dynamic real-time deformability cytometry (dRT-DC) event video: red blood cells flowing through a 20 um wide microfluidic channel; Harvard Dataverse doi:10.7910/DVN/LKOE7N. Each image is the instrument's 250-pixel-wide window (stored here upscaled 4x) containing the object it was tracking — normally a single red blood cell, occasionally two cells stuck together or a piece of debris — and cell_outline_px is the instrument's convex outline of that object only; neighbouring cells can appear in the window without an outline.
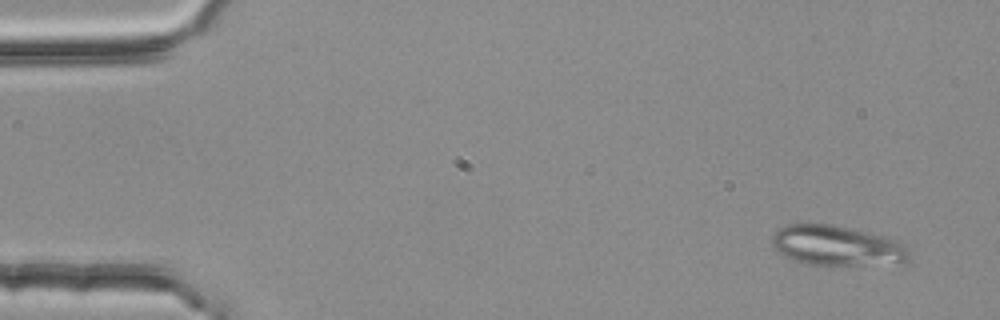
{"species": "common noctule bat (a hibernating species)", "species_latin": "Nyctalus noctula", "temperature_condition": "room temperature", "stored_images_in_passage": 5, "camera_frame_rate_fps": 3000, "um_per_image_px": 0.085, "animal": {"sex": "female", "body_mass_g": 25.1}, "frame": {"image": 1, "passage_image": 1, "time_ms": 0.0, "image_size_px": [1000, 320], "cell_outline_px": [[908, 260], [904, 264], [832, 268], [804, 264], [784, 256], [776, 252], [772, 244], [772, 236], [780, 228], [788, 224], [832, 224], [868, 232], [884, 236], [896, 240], [904, 244], [908, 248]], "centroid_in_image_um": [71.18, 20.95], "position_along_channel_um": 13.8, "area_um2": 33.41}}